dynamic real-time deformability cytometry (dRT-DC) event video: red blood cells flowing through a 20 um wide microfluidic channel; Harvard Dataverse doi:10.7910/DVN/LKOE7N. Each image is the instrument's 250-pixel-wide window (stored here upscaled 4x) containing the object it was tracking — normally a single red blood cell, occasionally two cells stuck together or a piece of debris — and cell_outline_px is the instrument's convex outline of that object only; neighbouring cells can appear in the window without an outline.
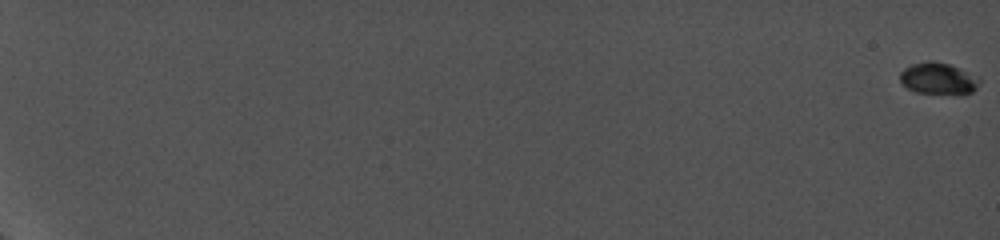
{"species": "common noctule bat (a hibernating species)", "species_latin": "Nyctalus noctula", "temperature_condition": "cold", "stored_images_in_passage": 43, "camera_frame_rate_fps": 5000, "um_per_image_px": 0.085, "animal": {"sex": "female", "body_mass_g": 19.0, "forearm_length_mm": 56.7}, "frame": {"image": 1, "passage_image": 1, "time_ms": 0.0, "image_size_px": [1000, 240], "cell_outline_px": [[980, 84], [972, 92], [916, 92], [900, 84], [900, 72], [904, 68], [912, 64], [928, 60], [932, 60], [948, 64], [960, 68], [980, 76]], "centroid_in_image_um": [79.74, 6.63], "position_along_channel_um": 5.3, "area_um2": 14.45}}
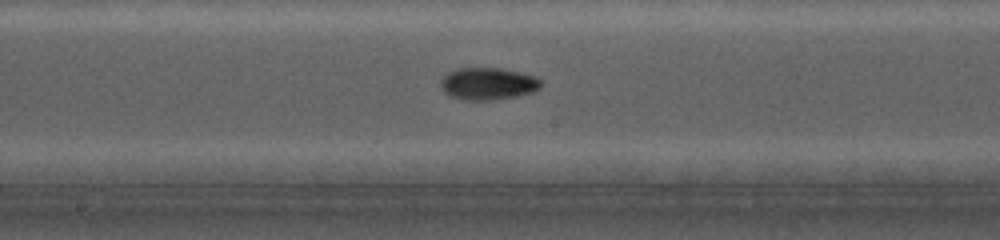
{"frame": {"image": 2, "passage_image": 26, "time_ms": 12.8, "image_size_px": [1000, 240], "cell_outline_px": [[540, 88], [532, 92], [492, 100], [464, 100], [452, 96], [444, 92], [440, 88], [440, 80], [448, 72], [456, 68], [504, 68], [536, 76], [540, 80]], "centroid_in_image_um": [41.44, 7.1], "position_along_channel_um": 206.8, "area_um2": 18.79}}
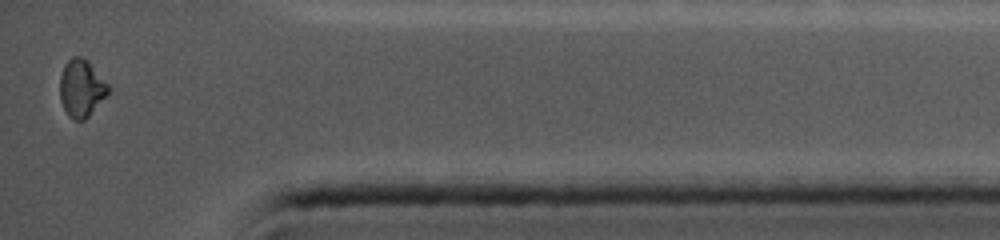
{"frame": {"image": 3, "passage_image": 43, "time_ms": 18.8, "image_size_px": [1000, 240], "cell_outline_px": [[112, 88], [88, 116], [84, 120], [76, 120], [68, 116], [60, 100], [60, 76], [64, 64], [72, 56], [80, 56], [88, 60]], "centroid_in_image_um": [6.92, 7.47], "position_along_channel_um": 428.3, "area_um2": 16.18}}